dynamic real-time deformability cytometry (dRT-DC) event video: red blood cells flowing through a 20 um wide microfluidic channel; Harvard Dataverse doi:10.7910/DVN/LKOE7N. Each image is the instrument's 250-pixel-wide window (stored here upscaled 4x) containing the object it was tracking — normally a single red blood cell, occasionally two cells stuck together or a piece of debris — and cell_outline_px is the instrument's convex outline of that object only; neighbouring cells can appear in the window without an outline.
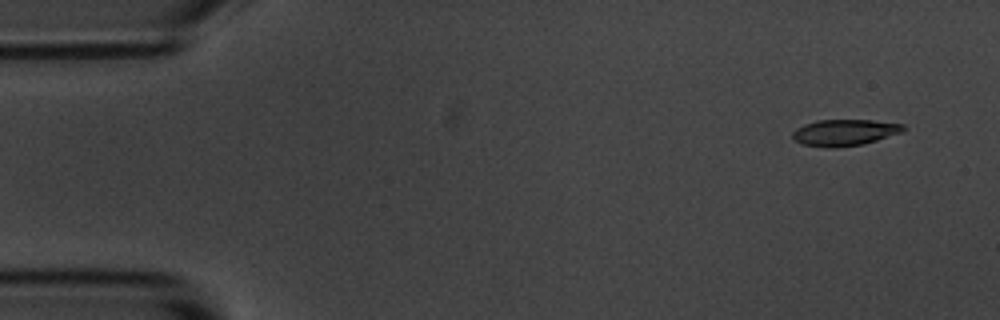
{"species": "common noctule bat (a hibernating species)", "species_latin": "Nyctalus noctula", "temperature_condition": "room temperature", "stored_images_in_passage": 7, "camera_frame_rate_fps": 3000, "um_per_image_px": 0.085, "animal": {"sex": "male", "body_mass_g": 20.1, "forearm_length_mm": 53.5}, "frame": {"image": 1, "passage_image": 1, "time_ms": 0.0, "image_size_px": [1000, 320], "cell_outline_px": [[908, 128], [900, 132], [864, 144], [832, 148], [804, 144], [792, 140], [792, 132], [796, 128], [804, 124], [816, 120], [872, 120], [904, 124]], "centroid_in_image_um": [71.76, 11.25], "position_along_channel_um": 13.2, "area_um2": 16.99}}
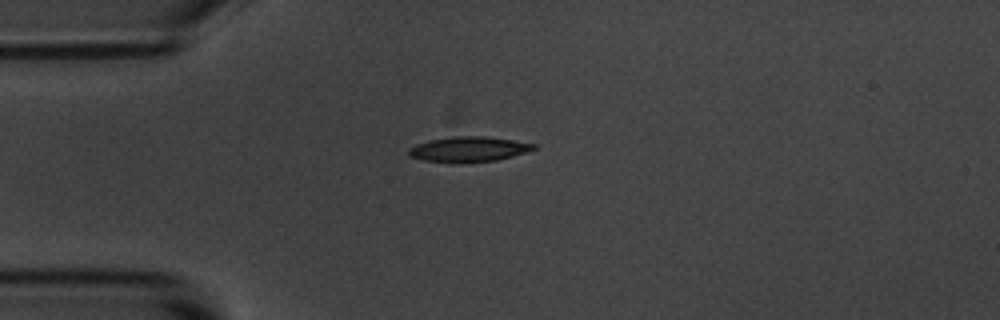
{"frame": {"image": 2, "passage_image": 4, "time_ms": 3.333, "image_size_px": [1000, 320], "cell_outline_px": [[536, 148], [512, 156], [496, 160], [424, 160], [408, 156], [408, 148], [416, 144], [428, 140], [456, 136], [484, 136], [512, 140], [536, 144]], "centroid_in_image_um": [39.82, 12.63], "position_along_channel_um": 45.2, "area_um2": 17.4}}
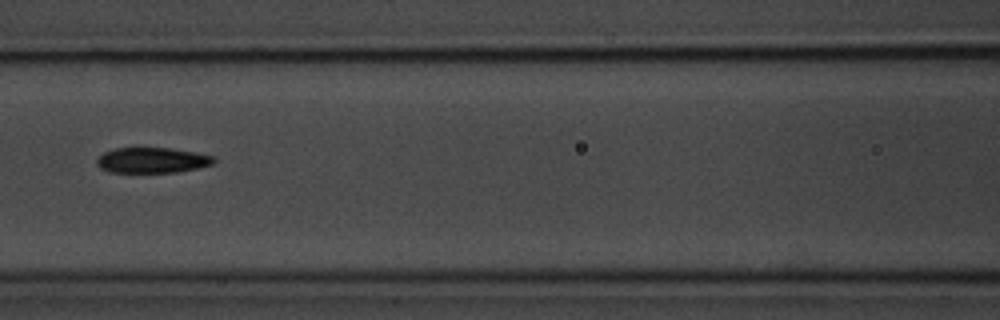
{"frame": {"image": 3, "passage_image": 7, "time_ms": 6.667, "image_size_px": [1000, 320], "cell_outline_px": [[216, 160], [212, 164], [196, 168], [176, 172], [108, 172], [100, 168], [96, 164], [96, 160], [104, 152], [116, 148], [168, 148], [196, 152], [212, 156]], "centroid_in_image_um": [12.9, 13.62], "position_along_channel_um": 153.7, "area_um2": 17.22}}